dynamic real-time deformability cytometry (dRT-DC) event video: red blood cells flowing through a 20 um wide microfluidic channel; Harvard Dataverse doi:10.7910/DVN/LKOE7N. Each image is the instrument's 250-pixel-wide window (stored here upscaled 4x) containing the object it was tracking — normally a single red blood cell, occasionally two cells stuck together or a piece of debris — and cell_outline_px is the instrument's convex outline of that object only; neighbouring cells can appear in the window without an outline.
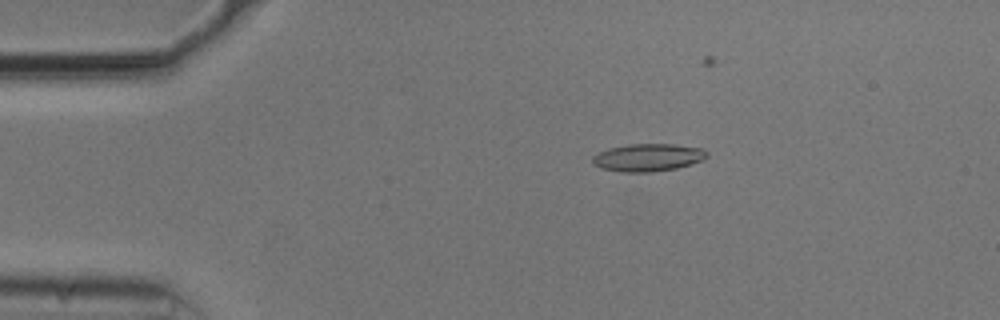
{"species": "common noctule bat (a hibernating species)", "species_latin": "Nyctalus noctula", "temperature_condition": "cold", "stored_images_in_passage": 40, "camera_frame_rate_fps": 3000, "um_per_image_px": 0.085, "animal": {"sex": "male", "body_mass_g": 20.5, "forearm_length_mm": 52.5}, "frame": {"image": 1, "passage_image": 7, "time_ms": 2.0, "image_size_px": [1000, 320], "cell_outline_px": [[708, 156], [704, 160], [692, 164], [676, 168], [652, 172], [620, 172], [600, 168], [592, 164], [592, 156], [608, 148], [628, 144], [676, 144], [704, 148], [708, 152]], "centroid_in_image_um": [55.1, 13.38], "position_along_channel_um": 29.9, "area_um2": 18.73}}
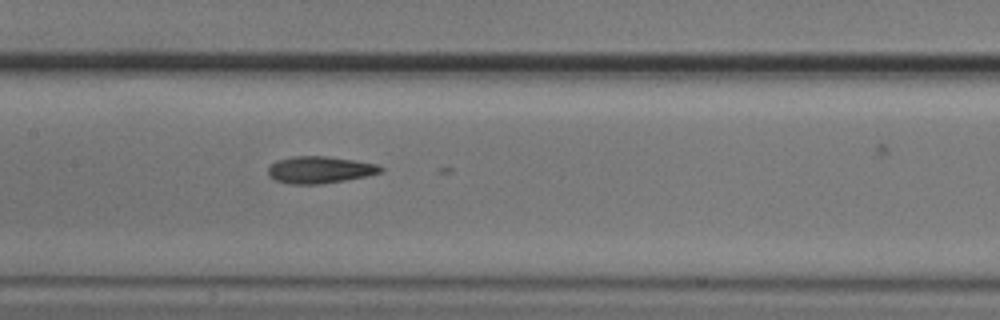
{"frame": {"image": 2, "passage_image": 23, "time_ms": 7.333, "image_size_px": [1000, 320], "cell_outline_px": [[384, 168], [380, 172], [368, 176], [320, 184], [288, 184], [276, 180], [268, 176], [268, 168], [276, 160], [292, 156], [328, 156], [376, 164]], "centroid_in_image_um": [27.15, 14.43], "position_along_channel_um": 180.3, "area_um2": 17.63}}
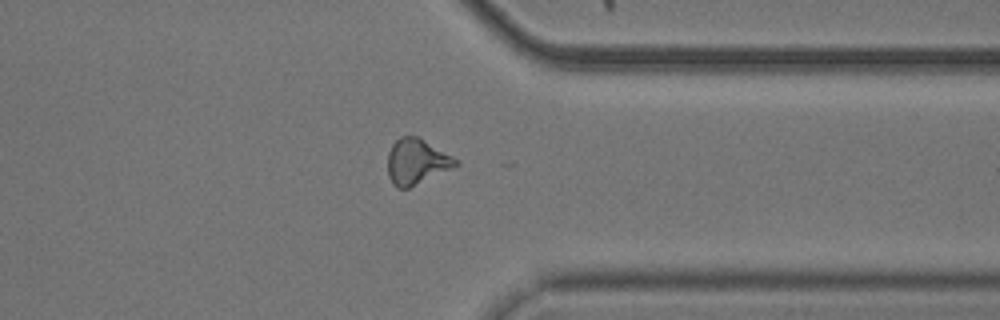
{"frame": {"image": 3, "passage_image": 39, "time_ms": 12.667, "image_size_px": [1000, 320], "cell_outline_px": [[460, 164], [408, 188], [396, 188], [392, 184], [388, 176], [388, 152], [392, 144], [400, 136], [416, 136], [452, 156]], "centroid_in_image_um": [35.36, 13.74], "position_along_channel_um": 376.0, "area_um2": 17.69}}